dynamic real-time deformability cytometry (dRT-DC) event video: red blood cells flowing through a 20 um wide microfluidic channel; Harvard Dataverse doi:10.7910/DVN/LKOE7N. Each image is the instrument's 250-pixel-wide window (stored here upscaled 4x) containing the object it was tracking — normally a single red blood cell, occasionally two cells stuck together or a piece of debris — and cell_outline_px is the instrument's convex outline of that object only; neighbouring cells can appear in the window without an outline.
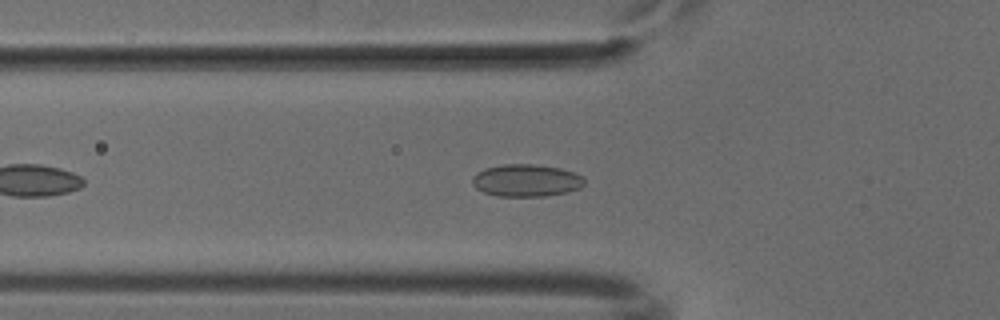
{"species": "common noctule bat (a hibernating species)", "species_latin": "Nyctalus noctula", "temperature_condition": "cold", "stored_images_in_passage": 38, "camera_frame_rate_fps": 3000, "um_per_image_px": 0.085, "animal": {"sex": "male", "body_mass_g": 18.8}, "frame": {"image": 1, "passage_image": 8, "time_ms": 2.333, "image_size_px": [1000, 320], "cell_outline_px": [[584, 184], [580, 188], [568, 192], [544, 196], [496, 196], [484, 192], [476, 188], [472, 184], [472, 176], [476, 172], [484, 168], [504, 164], [532, 164], [560, 168], [572, 172], [580, 176], [584, 180]], "centroid_in_image_um": [44.69, 15.34], "position_along_channel_um": 81.1, "area_um2": 21.1}}
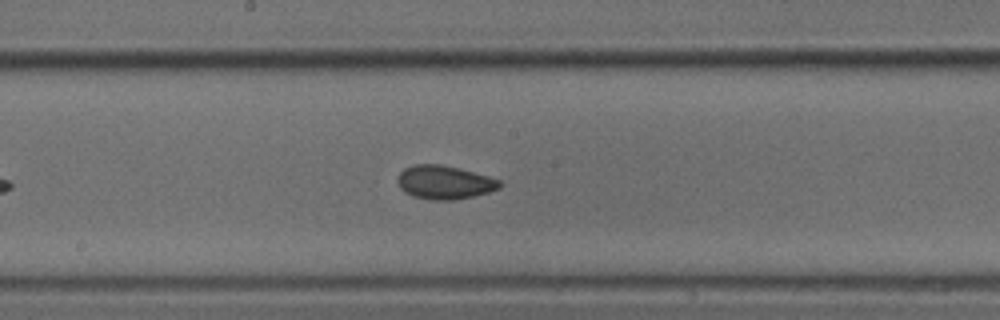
{"frame": {"image": 2, "passage_image": 18, "time_ms": 5.667, "image_size_px": [1000, 320], "cell_outline_px": [[500, 188], [488, 192], [472, 196], [452, 200], [432, 200], [412, 196], [404, 192], [400, 188], [396, 180], [400, 172], [404, 168], [416, 164], [440, 164], [488, 176], [500, 180]], "centroid_in_image_um": [37.73, 15.5], "position_along_channel_um": 210.5, "area_um2": 19.83}}
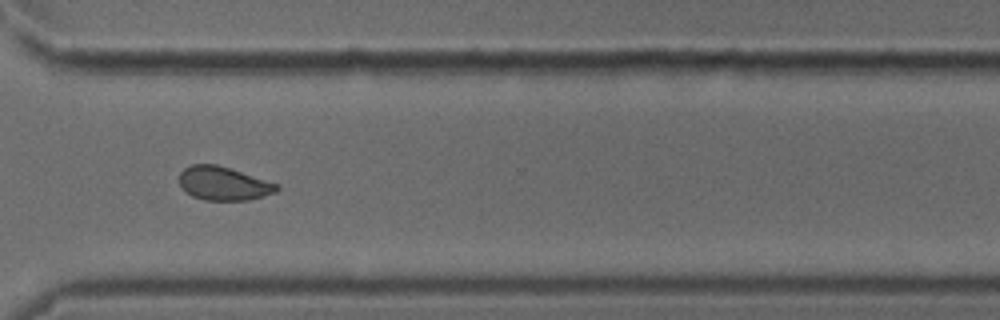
{"frame": {"image": 3, "passage_image": 29, "time_ms": 9.333, "image_size_px": [1000, 320], "cell_outline_px": [[280, 188], [276, 192], [248, 200], [204, 200], [192, 196], [180, 188], [180, 172], [184, 168], [192, 164], [216, 164], [280, 184]], "centroid_in_image_um": [18.99, 15.6], "position_along_channel_um": 351.6, "area_um2": 19.13}}